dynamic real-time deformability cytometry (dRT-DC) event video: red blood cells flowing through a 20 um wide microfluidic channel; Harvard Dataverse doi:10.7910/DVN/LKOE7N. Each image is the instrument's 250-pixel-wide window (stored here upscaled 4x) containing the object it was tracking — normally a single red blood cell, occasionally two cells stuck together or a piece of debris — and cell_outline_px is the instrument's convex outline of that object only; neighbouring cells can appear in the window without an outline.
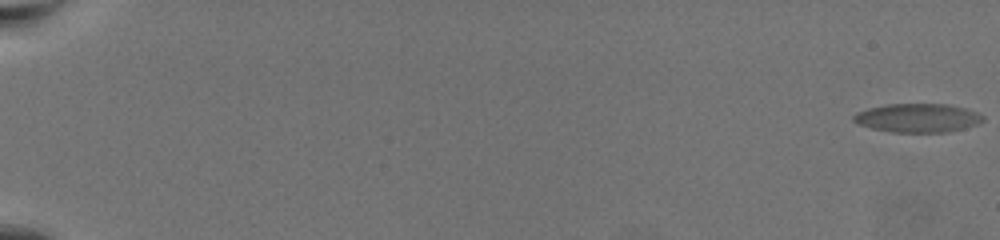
{"species": "common noctule bat (a hibernating species)", "species_latin": "Nyctalus noctula", "temperature_condition": "warm", "stored_images_in_passage": 66, "camera_frame_rate_fps": 3000, "um_per_image_px": 0.085, "animal": {"sex": "female", "body_mass_g": 19.5, "forearm_length_mm": 54.1}, "frame": {"image": 1, "passage_image": 1, "time_ms": 0.0, "image_size_px": [1000, 240], "cell_outline_px": [[984, 120], [976, 124], [964, 128], [944, 132], [892, 132], [872, 128], [860, 124], [852, 120], [852, 116], [856, 112], [888, 104], [944, 104], [964, 108], [976, 112], [984, 116]], "centroid_in_image_um": [78.0, 10.02], "position_along_channel_um": 7.0, "area_um2": 21.33}}
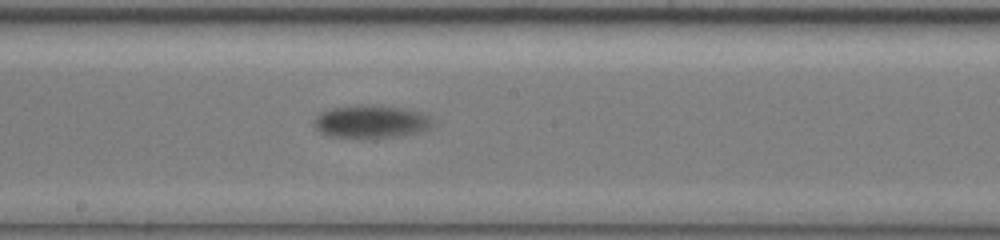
{"frame": {"image": 2, "passage_image": 42, "time_ms": 13.667, "image_size_px": [1000, 240], "cell_outline_px": [[432, 124], [428, 128], [404, 136], [376, 140], [328, 136], [320, 132], [316, 128], [316, 116], [320, 112], [332, 108], [356, 104], [360, 104], [404, 108], [428, 116], [432, 120]], "centroid_in_image_um": [31.5, 10.37], "position_along_channel_um": 216.7, "area_um2": 23.06}}
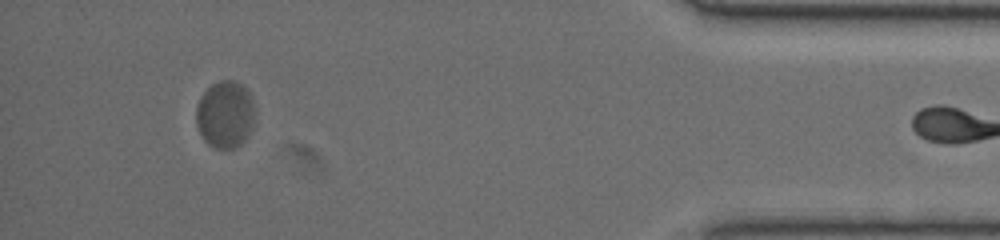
{"frame": {"image": 3, "passage_image": 65, "time_ms": 21.333, "image_size_px": [1000, 240], "cell_outline_px": [[252, 128], [248, 136], [236, 148], [216, 148], [208, 144], [200, 136], [196, 124], [196, 108], [200, 96], [212, 84], [220, 80], [232, 80], [240, 84], [248, 92], [252, 100]], "centroid_in_image_um": [19.09, 9.74], "position_along_channel_um": 416.1, "area_um2": 22.77}}